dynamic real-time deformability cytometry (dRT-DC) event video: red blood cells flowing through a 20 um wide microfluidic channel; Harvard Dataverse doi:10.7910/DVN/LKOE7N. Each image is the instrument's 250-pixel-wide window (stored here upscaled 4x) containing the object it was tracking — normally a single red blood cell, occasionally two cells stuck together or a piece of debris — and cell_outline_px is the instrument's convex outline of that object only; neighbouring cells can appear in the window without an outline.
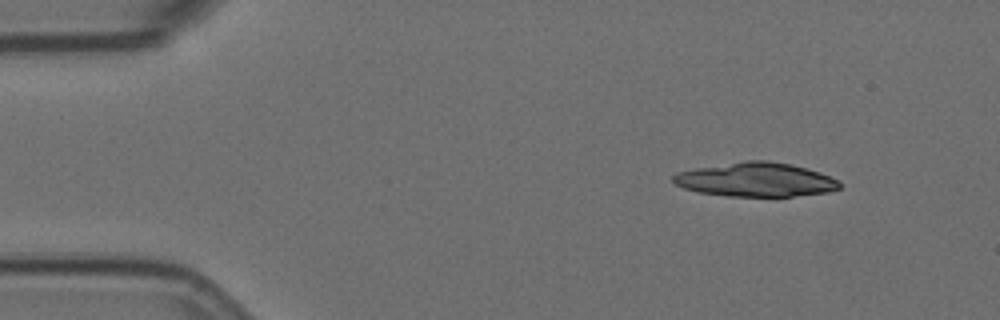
{"species": "Egyptian fruit bat (a non-hibernating species)", "species_latin": "Rousettus aegyptiacus", "temperature_condition": "room temperature", "stored_images_in_passage": 3, "camera_frame_rate_fps": 3000, "um_per_image_px": 0.085, "animal": {"sex": "female"}, "frame": {"image": 1, "passage_image": 1, "time_ms": 0.0, "image_size_px": [1000, 320], "cell_outline_px": [[840, 188], [828, 192], [792, 196], [728, 196], [700, 192], [684, 188], [676, 184], [672, 180], [672, 176], [676, 172], [696, 168], [748, 160], [768, 160], [788, 164], [820, 172], [840, 180]], "centroid_in_image_um": [64.25, 15.27], "position_along_channel_um": 20.8, "area_um2": 32.77}}